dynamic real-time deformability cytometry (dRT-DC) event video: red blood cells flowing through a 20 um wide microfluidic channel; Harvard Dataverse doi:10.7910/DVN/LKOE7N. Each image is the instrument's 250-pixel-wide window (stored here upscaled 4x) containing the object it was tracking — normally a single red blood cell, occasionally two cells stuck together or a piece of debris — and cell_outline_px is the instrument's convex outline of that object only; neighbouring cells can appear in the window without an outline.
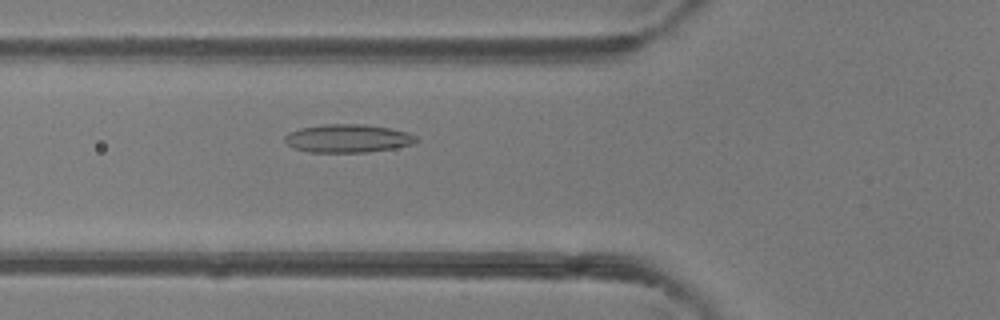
{"species": "common noctule bat (a hibernating species)", "species_latin": "Nyctalus noctula", "temperature_condition": "room temperature", "stored_images_in_passage": 33, "camera_frame_rate_fps": 3000, "um_per_image_px": 0.085, "animal": {"sex": "female"}, "frame": {"image": 1, "passage_image": 3, "time_ms": 0.667, "image_size_px": [1000, 320], "cell_outline_px": [[420, 140], [412, 144], [392, 148], [368, 152], [308, 152], [292, 148], [284, 140], [284, 136], [288, 132], [300, 128], [324, 124], [364, 124], [388, 128], [408, 132], [416, 136]], "centroid_in_image_um": [29.54, 11.76], "position_along_channel_um": 96.3, "area_um2": 21.68}}
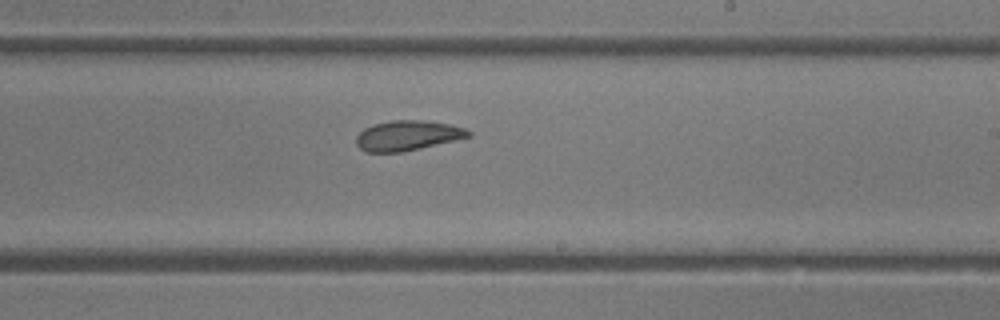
{"frame": {"image": 2, "passage_image": 14, "time_ms": 4.333, "image_size_px": [1000, 320], "cell_outline_px": [[472, 136], [456, 140], [420, 148], [400, 152], [364, 152], [356, 144], [356, 136], [364, 128], [372, 124], [392, 120], [420, 120], [448, 124], [464, 128], [472, 132]], "centroid_in_image_um": [34.62, 11.52], "position_along_channel_um": 254.4, "area_um2": 19.59}}
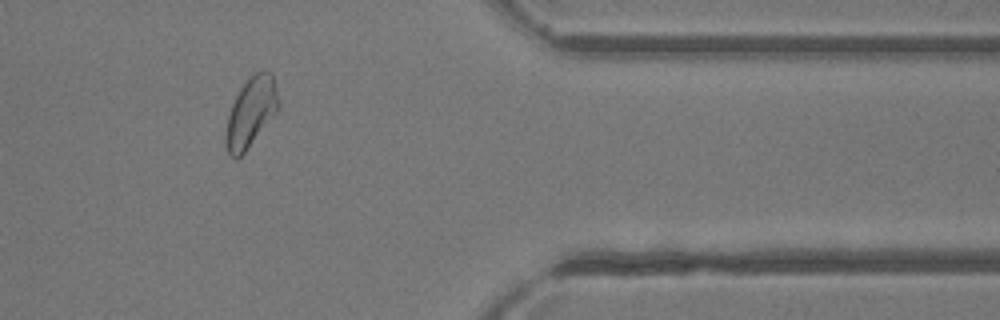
{"frame": {"image": 3, "passage_image": 25, "time_ms": 8.0, "image_size_px": [1000, 320], "cell_outline_px": [[280, 108], [244, 152], [236, 160], [228, 152], [224, 144], [224, 132], [228, 116], [232, 104], [240, 88], [248, 76], [260, 68], [264, 68], [272, 72], [280, 104]], "centroid_in_image_um": [21.32, 9.48], "position_along_channel_um": 390.1, "area_um2": 21.73}, "authors_computed_cell_mechanics": {"area_um2": 20.6924, "velocity_mm_per_s": 4.307, "shape_relaxation_time_tau1_ms": 5.8268, "shape_relaxation_time_tau2_ms": 1.7926, "deformation_change_tau1": 0.1198, "deformation_change_tau2": 0.075}}